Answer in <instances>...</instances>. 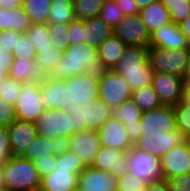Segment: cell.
<instances>
[{"mask_svg":"<svg viewBox=\"0 0 190 191\" xmlns=\"http://www.w3.org/2000/svg\"><path fill=\"white\" fill-rule=\"evenodd\" d=\"M181 32L186 36L188 42L190 43V16L179 24Z\"/></svg>","mask_w":190,"mask_h":191,"instance_id":"obj_57","label":"cell"},{"mask_svg":"<svg viewBox=\"0 0 190 191\" xmlns=\"http://www.w3.org/2000/svg\"><path fill=\"white\" fill-rule=\"evenodd\" d=\"M34 123L38 135L46 139L66 142L73 136L74 122L66 110L45 109Z\"/></svg>","mask_w":190,"mask_h":191,"instance_id":"obj_5","label":"cell"},{"mask_svg":"<svg viewBox=\"0 0 190 191\" xmlns=\"http://www.w3.org/2000/svg\"><path fill=\"white\" fill-rule=\"evenodd\" d=\"M131 99L142 110L143 113L162 106L158 98V94L155 92L152 85L144 86L141 89L134 90L132 92Z\"/></svg>","mask_w":190,"mask_h":191,"instance_id":"obj_33","label":"cell"},{"mask_svg":"<svg viewBox=\"0 0 190 191\" xmlns=\"http://www.w3.org/2000/svg\"><path fill=\"white\" fill-rule=\"evenodd\" d=\"M142 110L132 99L126 100L123 104L112 109V116L125 125L129 138L134 144L142 134L140 119Z\"/></svg>","mask_w":190,"mask_h":191,"instance_id":"obj_22","label":"cell"},{"mask_svg":"<svg viewBox=\"0 0 190 191\" xmlns=\"http://www.w3.org/2000/svg\"><path fill=\"white\" fill-rule=\"evenodd\" d=\"M57 155H47L45 158L32 161L34 167L37 169L40 177H46L56 171Z\"/></svg>","mask_w":190,"mask_h":191,"instance_id":"obj_46","label":"cell"},{"mask_svg":"<svg viewBox=\"0 0 190 191\" xmlns=\"http://www.w3.org/2000/svg\"><path fill=\"white\" fill-rule=\"evenodd\" d=\"M11 157V144L7 127H0V164H5Z\"/></svg>","mask_w":190,"mask_h":191,"instance_id":"obj_50","label":"cell"},{"mask_svg":"<svg viewBox=\"0 0 190 191\" xmlns=\"http://www.w3.org/2000/svg\"><path fill=\"white\" fill-rule=\"evenodd\" d=\"M23 0H2V8L14 10L22 7Z\"/></svg>","mask_w":190,"mask_h":191,"instance_id":"obj_55","label":"cell"},{"mask_svg":"<svg viewBox=\"0 0 190 191\" xmlns=\"http://www.w3.org/2000/svg\"><path fill=\"white\" fill-rule=\"evenodd\" d=\"M84 26L82 20H74L69 24V45L85 43Z\"/></svg>","mask_w":190,"mask_h":191,"instance_id":"obj_48","label":"cell"},{"mask_svg":"<svg viewBox=\"0 0 190 191\" xmlns=\"http://www.w3.org/2000/svg\"><path fill=\"white\" fill-rule=\"evenodd\" d=\"M65 148V142L59 138L50 140L37 135L21 156L30 162L45 158L47 155H57Z\"/></svg>","mask_w":190,"mask_h":191,"instance_id":"obj_26","label":"cell"},{"mask_svg":"<svg viewBox=\"0 0 190 191\" xmlns=\"http://www.w3.org/2000/svg\"><path fill=\"white\" fill-rule=\"evenodd\" d=\"M36 51L26 33L17 40L16 48L12 52L13 60H35Z\"/></svg>","mask_w":190,"mask_h":191,"instance_id":"obj_41","label":"cell"},{"mask_svg":"<svg viewBox=\"0 0 190 191\" xmlns=\"http://www.w3.org/2000/svg\"><path fill=\"white\" fill-rule=\"evenodd\" d=\"M101 146L127 152L134 144L129 138L125 125L111 116L97 131Z\"/></svg>","mask_w":190,"mask_h":191,"instance_id":"obj_17","label":"cell"},{"mask_svg":"<svg viewBox=\"0 0 190 191\" xmlns=\"http://www.w3.org/2000/svg\"><path fill=\"white\" fill-rule=\"evenodd\" d=\"M148 61L155 73H166L184 78L188 49L167 50L149 47Z\"/></svg>","mask_w":190,"mask_h":191,"instance_id":"obj_7","label":"cell"},{"mask_svg":"<svg viewBox=\"0 0 190 191\" xmlns=\"http://www.w3.org/2000/svg\"><path fill=\"white\" fill-rule=\"evenodd\" d=\"M8 77V74L6 72H4L3 70L0 69V83L6 78Z\"/></svg>","mask_w":190,"mask_h":191,"instance_id":"obj_61","label":"cell"},{"mask_svg":"<svg viewBox=\"0 0 190 191\" xmlns=\"http://www.w3.org/2000/svg\"><path fill=\"white\" fill-rule=\"evenodd\" d=\"M169 11L171 21L177 25L181 24L190 16L189 0H161Z\"/></svg>","mask_w":190,"mask_h":191,"instance_id":"obj_36","label":"cell"},{"mask_svg":"<svg viewBox=\"0 0 190 191\" xmlns=\"http://www.w3.org/2000/svg\"><path fill=\"white\" fill-rule=\"evenodd\" d=\"M149 47L173 49H189L190 43L181 32L180 26L171 22L151 34Z\"/></svg>","mask_w":190,"mask_h":191,"instance_id":"obj_20","label":"cell"},{"mask_svg":"<svg viewBox=\"0 0 190 191\" xmlns=\"http://www.w3.org/2000/svg\"><path fill=\"white\" fill-rule=\"evenodd\" d=\"M52 0H23L22 8L32 25L47 24Z\"/></svg>","mask_w":190,"mask_h":191,"instance_id":"obj_32","label":"cell"},{"mask_svg":"<svg viewBox=\"0 0 190 191\" xmlns=\"http://www.w3.org/2000/svg\"><path fill=\"white\" fill-rule=\"evenodd\" d=\"M146 191H170L168 182L164 179L147 184Z\"/></svg>","mask_w":190,"mask_h":191,"instance_id":"obj_54","label":"cell"},{"mask_svg":"<svg viewBox=\"0 0 190 191\" xmlns=\"http://www.w3.org/2000/svg\"><path fill=\"white\" fill-rule=\"evenodd\" d=\"M6 191H36L41 177L33 163L21 156H13L4 164Z\"/></svg>","mask_w":190,"mask_h":191,"instance_id":"obj_2","label":"cell"},{"mask_svg":"<svg viewBox=\"0 0 190 191\" xmlns=\"http://www.w3.org/2000/svg\"><path fill=\"white\" fill-rule=\"evenodd\" d=\"M92 168L100 171H108L115 178H120L128 173L126 152L115 148L101 146L96 154Z\"/></svg>","mask_w":190,"mask_h":191,"instance_id":"obj_19","label":"cell"},{"mask_svg":"<svg viewBox=\"0 0 190 191\" xmlns=\"http://www.w3.org/2000/svg\"><path fill=\"white\" fill-rule=\"evenodd\" d=\"M98 16L112 29L125 17L121 10L117 8L114 0H105Z\"/></svg>","mask_w":190,"mask_h":191,"instance_id":"obj_39","label":"cell"},{"mask_svg":"<svg viewBox=\"0 0 190 191\" xmlns=\"http://www.w3.org/2000/svg\"><path fill=\"white\" fill-rule=\"evenodd\" d=\"M13 56L10 53L0 50V69L9 74L12 66Z\"/></svg>","mask_w":190,"mask_h":191,"instance_id":"obj_53","label":"cell"},{"mask_svg":"<svg viewBox=\"0 0 190 191\" xmlns=\"http://www.w3.org/2000/svg\"><path fill=\"white\" fill-rule=\"evenodd\" d=\"M184 106L190 108V83H185L180 101Z\"/></svg>","mask_w":190,"mask_h":191,"instance_id":"obj_56","label":"cell"},{"mask_svg":"<svg viewBox=\"0 0 190 191\" xmlns=\"http://www.w3.org/2000/svg\"><path fill=\"white\" fill-rule=\"evenodd\" d=\"M185 141L187 142L190 149V135L185 138Z\"/></svg>","mask_w":190,"mask_h":191,"instance_id":"obj_62","label":"cell"},{"mask_svg":"<svg viewBox=\"0 0 190 191\" xmlns=\"http://www.w3.org/2000/svg\"><path fill=\"white\" fill-rule=\"evenodd\" d=\"M72 191H84L78 185Z\"/></svg>","mask_w":190,"mask_h":191,"instance_id":"obj_63","label":"cell"},{"mask_svg":"<svg viewBox=\"0 0 190 191\" xmlns=\"http://www.w3.org/2000/svg\"><path fill=\"white\" fill-rule=\"evenodd\" d=\"M39 102L44 109L66 110L68 104L64 79L51 76L39 84Z\"/></svg>","mask_w":190,"mask_h":191,"instance_id":"obj_18","label":"cell"},{"mask_svg":"<svg viewBox=\"0 0 190 191\" xmlns=\"http://www.w3.org/2000/svg\"><path fill=\"white\" fill-rule=\"evenodd\" d=\"M17 120L14 105L0 98V127H8Z\"/></svg>","mask_w":190,"mask_h":191,"instance_id":"obj_49","label":"cell"},{"mask_svg":"<svg viewBox=\"0 0 190 191\" xmlns=\"http://www.w3.org/2000/svg\"><path fill=\"white\" fill-rule=\"evenodd\" d=\"M155 72L118 73L130 86L131 90H138L152 85Z\"/></svg>","mask_w":190,"mask_h":191,"instance_id":"obj_43","label":"cell"},{"mask_svg":"<svg viewBox=\"0 0 190 191\" xmlns=\"http://www.w3.org/2000/svg\"><path fill=\"white\" fill-rule=\"evenodd\" d=\"M36 53H40V49L54 48L51 44L48 24H34L26 31Z\"/></svg>","mask_w":190,"mask_h":191,"instance_id":"obj_34","label":"cell"},{"mask_svg":"<svg viewBox=\"0 0 190 191\" xmlns=\"http://www.w3.org/2000/svg\"><path fill=\"white\" fill-rule=\"evenodd\" d=\"M19 82H45L50 76L36 60H13L8 74Z\"/></svg>","mask_w":190,"mask_h":191,"instance_id":"obj_24","label":"cell"},{"mask_svg":"<svg viewBox=\"0 0 190 191\" xmlns=\"http://www.w3.org/2000/svg\"><path fill=\"white\" fill-rule=\"evenodd\" d=\"M139 16L150 34L172 22L169 11L161 0L151 3L148 7L140 10Z\"/></svg>","mask_w":190,"mask_h":191,"instance_id":"obj_28","label":"cell"},{"mask_svg":"<svg viewBox=\"0 0 190 191\" xmlns=\"http://www.w3.org/2000/svg\"><path fill=\"white\" fill-rule=\"evenodd\" d=\"M75 20L73 0H52L48 25H69Z\"/></svg>","mask_w":190,"mask_h":191,"instance_id":"obj_31","label":"cell"},{"mask_svg":"<svg viewBox=\"0 0 190 191\" xmlns=\"http://www.w3.org/2000/svg\"><path fill=\"white\" fill-rule=\"evenodd\" d=\"M185 141L178 131L167 133H142L134 146L159 158H163L173 147Z\"/></svg>","mask_w":190,"mask_h":191,"instance_id":"obj_9","label":"cell"},{"mask_svg":"<svg viewBox=\"0 0 190 191\" xmlns=\"http://www.w3.org/2000/svg\"><path fill=\"white\" fill-rule=\"evenodd\" d=\"M56 168L70 169V171L78 175L86 168L80 159L67 148H64L61 153L57 154Z\"/></svg>","mask_w":190,"mask_h":191,"instance_id":"obj_40","label":"cell"},{"mask_svg":"<svg viewBox=\"0 0 190 191\" xmlns=\"http://www.w3.org/2000/svg\"><path fill=\"white\" fill-rule=\"evenodd\" d=\"M31 25L22 7L14 10L0 8V32L13 30L23 34Z\"/></svg>","mask_w":190,"mask_h":191,"instance_id":"obj_30","label":"cell"},{"mask_svg":"<svg viewBox=\"0 0 190 191\" xmlns=\"http://www.w3.org/2000/svg\"><path fill=\"white\" fill-rule=\"evenodd\" d=\"M22 84L23 82H19L9 76L6 77L0 83V98L7 101L11 105H15L16 100L21 94Z\"/></svg>","mask_w":190,"mask_h":191,"instance_id":"obj_38","label":"cell"},{"mask_svg":"<svg viewBox=\"0 0 190 191\" xmlns=\"http://www.w3.org/2000/svg\"><path fill=\"white\" fill-rule=\"evenodd\" d=\"M128 173L147 184L162 180L161 158L144 152L134 145L126 152Z\"/></svg>","mask_w":190,"mask_h":191,"instance_id":"obj_6","label":"cell"},{"mask_svg":"<svg viewBox=\"0 0 190 191\" xmlns=\"http://www.w3.org/2000/svg\"><path fill=\"white\" fill-rule=\"evenodd\" d=\"M51 44L63 52L69 46V25H48Z\"/></svg>","mask_w":190,"mask_h":191,"instance_id":"obj_42","label":"cell"},{"mask_svg":"<svg viewBox=\"0 0 190 191\" xmlns=\"http://www.w3.org/2000/svg\"><path fill=\"white\" fill-rule=\"evenodd\" d=\"M7 128L13 156H22L38 135L34 122L15 120Z\"/></svg>","mask_w":190,"mask_h":191,"instance_id":"obj_21","label":"cell"},{"mask_svg":"<svg viewBox=\"0 0 190 191\" xmlns=\"http://www.w3.org/2000/svg\"><path fill=\"white\" fill-rule=\"evenodd\" d=\"M5 177L4 164H0V190H5Z\"/></svg>","mask_w":190,"mask_h":191,"instance_id":"obj_59","label":"cell"},{"mask_svg":"<svg viewBox=\"0 0 190 191\" xmlns=\"http://www.w3.org/2000/svg\"><path fill=\"white\" fill-rule=\"evenodd\" d=\"M105 0H73L76 20L97 17Z\"/></svg>","mask_w":190,"mask_h":191,"instance_id":"obj_35","label":"cell"},{"mask_svg":"<svg viewBox=\"0 0 190 191\" xmlns=\"http://www.w3.org/2000/svg\"><path fill=\"white\" fill-rule=\"evenodd\" d=\"M126 46L127 45L114 34L106 39L97 50L100 70H113Z\"/></svg>","mask_w":190,"mask_h":191,"instance_id":"obj_27","label":"cell"},{"mask_svg":"<svg viewBox=\"0 0 190 191\" xmlns=\"http://www.w3.org/2000/svg\"><path fill=\"white\" fill-rule=\"evenodd\" d=\"M113 34L127 46L150 44L151 34L139 15L125 16L113 29Z\"/></svg>","mask_w":190,"mask_h":191,"instance_id":"obj_13","label":"cell"},{"mask_svg":"<svg viewBox=\"0 0 190 191\" xmlns=\"http://www.w3.org/2000/svg\"><path fill=\"white\" fill-rule=\"evenodd\" d=\"M68 104L84 106L99 99V71L64 79Z\"/></svg>","mask_w":190,"mask_h":191,"instance_id":"obj_4","label":"cell"},{"mask_svg":"<svg viewBox=\"0 0 190 191\" xmlns=\"http://www.w3.org/2000/svg\"><path fill=\"white\" fill-rule=\"evenodd\" d=\"M132 90L128 83L113 70L99 71V99L110 108H115L131 99Z\"/></svg>","mask_w":190,"mask_h":191,"instance_id":"obj_8","label":"cell"},{"mask_svg":"<svg viewBox=\"0 0 190 191\" xmlns=\"http://www.w3.org/2000/svg\"><path fill=\"white\" fill-rule=\"evenodd\" d=\"M149 46H126L113 68L115 73L154 72L148 61Z\"/></svg>","mask_w":190,"mask_h":191,"instance_id":"obj_16","label":"cell"},{"mask_svg":"<svg viewBox=\"0 0 190 191\" xmlns=\"http://www.w3.org/2000/svg\"><path fill=\"white\" fill-rule=\"evenodd\" d=\"M135 4L137 5L139 11L148 7L151 3H154L158 0H134Z\"/></svg>","mask_w":190,"mask_h":191,"instance_id":"obj_58","label":"cell"},{"mask_svg":"<svg viewBox=\"0 0 190 191\" xmlns=\"http://www.w3.org/2000/svg\"><path fill=\"white\" fill-rule=\"evenodd\" d=\"M85 43L99 49L101 44L113 35V29L99 16L83 20Z\"/></svg>","mask_w":190,"mask_h":191,"instance_id":"obj_29","label":"cell"},{"mask_svg":"<svg viewBox=\"0 0 190 191\" xmlns=\"http://www.w3.org/2000/svg\"><path fill=\"white\" fill-rule=\"evenodd\" d=\"M142 133H167L177 130L175 112L172 106H161L142 113Z\"/></svg>","mask_w":190,"mask_h":191,"instance_id":"obj_14","label":"cell"},{"mask_svg":"<svg viewBox=\"0 0 190 191\" xmlns=\"http://www.w3.org/2000/svg\"><path fill=\"white\" fill-rule=\"evenodd\" d=\"M114 2L124 16L139 15V9L134 0H114Z\"/></svg>","mask_w":190,"mask_h":191,"instance_id":"obj_52","label":"cell"},{"mask_svg":"<svg viewBox=\"0 0 190 191\" xmlns=\"http://www.w3.org/2000/svg\"><path fill=\"white\" fill-rule=\"evenodd\" d=\"M147 183L126 173L118 178L117 191H146Z\"/></svg>","mask_w":190,"mask_h":191,"instance_id":"obj_45","label":"cell"},{"mask_svg":"<svg viewBox=\"0 0 190 191\" xmlns=\"http://www.w3.org/2000/svg\"><path fill=\"white\" fill-rule=\"evenodd\" d=\"M170 191H190V173L167 180Z\"/></svg>","mask_w":190,"mask_h":191,"instance_id":"obj_51","label":"cell"},{"mask_svg":"<svg viewBox=\"0 0 190 191\" xmlns=\"http://www.w3.org/2000/svg\"><path fill=\"white\" fill-rule=\"evenodd\" d=\"M184 79L187 83H190V47L188 49V61H187V67L185 70Z\"/></svg>","mask_w":190,"mask_h":191,"instance_id":"obj_60","label":"cell"},{"mask_svg":"<svg viewBox=\"0 0 190 191\" xmlns=\"http://www.w3.org/2000/svg\"><path fill=\"white\" fill-rule=\"evenodd\" d=\"M22 33L9 30L0 32V50L12 54Z\"/></svg>","mask_w":190,"mask_h":191,"instance_id":"obj_47","label":"cell"},{"mask_svg":"<svg viewBox=\"0 0 190 191\" xmlns=\"http://www.w3.org/2000/svg\"><path fill=\"white\" fill-rule=\"evenodd\" d=\"M14 107L17 120L35 122L45 110L39 102V83H23Z\"/></svg>","mask_w":190,"mask_h":191,"instance_id":"obj_11","label":"cell"},{"mask_svg":"<svg viewBox=\"0 0 190 191\" xmlns=\"http://www.w3.org/2000/svg\"><path fill=\"white\" fill-rule=\"evenodd\" d=\"M173 109L175 112L177 130L186 138L190 135V108L179 102Z\"/></svg>","mask_w":190,"mask_h":191,"instance_id":"obj_44","label":"cell"},{"mask_svg":"<svg viewBox=\"0 0 190 191\" xmlns=\"http://www.w3.org/2000/svg\"><path fill=\"white\" fill-rule=\"evenodd\" d=\"M63 51L57 48L40 49L36 54V61L49 74L62 58Z\"/></svg>","mask_w":190,"mask_h":191,"instance_id":"obj_37","label":"cell"},{"mask_svg":"<svg viewBox=\"0 0 190 191\" xmlns=\"http://www.w3.org/2000/svg\"><path fill=\"white\" fill-rule=\"evenodd\" d=\"M87 71H100V64L97 49L83 43L69 45L49 76L54 79H67Z\"/></svg>","mask_w":190,"mask_h":191,"instance_id":"obj_1","label":"cell"},{"mask_svg":"<svg viewBox=\"0 0 190 191\" xmlns=\"http://www.w3.org/2000/svg\"><path fill=\"white\" fill-rule=\"evenodd\" d=\"M66 111L74 122L73 135L86 130L98 131L112 116V108L100 99L84 106L69 104Z\"/></svg>","mask_w":190,"mask_h":191,"instance_id":"obj_3","label":"cell"},{"mask_svg":"<svg viewBox=\"0 0 190 191\" xmlns=\"http://www.w3.org/2000/svg\"><path fill=\"white\" fill-rule=\"evenodd\" d=\"M79 175L70 169L57 168L56 171L41 178L42 191H72L78 185Z\"/></svg>","mask_w":190,"mask_h":191,"instance_id":"obj_25","label":"cell"},{"mask_svg":"<svg viewBox=\"0 0 190 191\" xmlns=\"http://www.w3.org/2000/svg\"><path fill=\"white\" fill-rule=\"evenodd\" d=\"M0 8H2V0H0Z\"/></svg>","mask_w":190,"mask_h":191,"instance_id":"obj_64","label":"cell"},{"mask_svg":"<svg viewBox=\"0 0 190 191\" xmlns=\"http://www.w3.org/2000/svg\"><path fill=\"white\" fill-rule=\"evenodd\" d=\"M164 180L190 173V149L186 141L173 147L162 159Z\"/></svg>","mask_w":190,"mask_h":191,"instance_id":"obj_15","label":"cell"},{"mask_svg":"<svg viewBox=\"0 0 190 191\" xmlns=\"http://www.w3.org/2000/svg\"><path fill=\"white\" fill-rule=\"evenodd\" d=\"M185 79L166 73H154L152 87L162 106H176L181 101Z\"/></svg>","mask_w":190,"mask_h":191,"instance_id":"obj_12","label":"cell"},{"mask_svg":"<svg viewBox=\"0 0 190 191\" xmlns=\"http://www.w3.org/2000/svg\"><path fill=\"white\" fill-rule=\"evenodd\" d=\"M118 179L108 171L86 167L78 177V186L84 191H117Z\"/></svg>","mask_w":190,"mask_h":191,"instance_id":"obj_23","label":"cell"},{"mask_svg":"<svg viewBox=\"0 0 190 191\" xmlns=\"http://www.w3.org/2000/svg\"><path fill=\"white\" fill-rule=\"evenodd\" d=\"M65 148L74 153L85 167H92L101 142L97 131L86 130L70 137L65 142Z\"/></svg>","mask_w":190,"mask_h":191,"instance_id":"obj_10","label":"cell"}]
</instances>
